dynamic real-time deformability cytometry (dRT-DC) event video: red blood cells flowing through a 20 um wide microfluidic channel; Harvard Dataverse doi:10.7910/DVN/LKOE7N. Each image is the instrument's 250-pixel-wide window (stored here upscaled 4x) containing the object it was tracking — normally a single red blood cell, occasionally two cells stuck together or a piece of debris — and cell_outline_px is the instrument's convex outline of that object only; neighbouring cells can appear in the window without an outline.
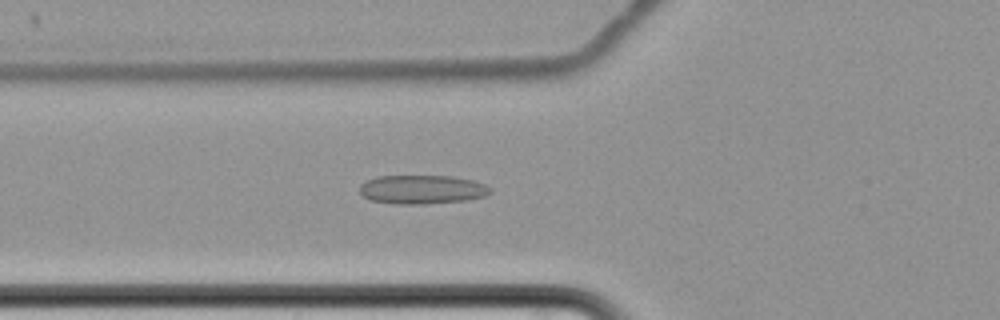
{"species": "common noctule bat (a hibernating species)", "species_latin": "Nyctalus noctula", "temperature_condition": "cold", "stored_images_in_passage": 6, "camera_frame_rate_fps": 3000, "um_per_image_px": 0.085, "animal": {"sex": "female", "body_mass_g": 22.7, "forearm_length_mm": 54.2}, "frame": {"image": 1, "passage_image": 6, "time_ms": 7.0, "image_size_px": [1000, 320], "cell_outline_px": [[492, 192], [484, 196], [468, 200], [424, 204], [396, 204], [368, 200], [360, 192], [360, 184], [376, 176], [452, 176], [472, 180], [484, 184], [492, 188]], "centroid_in_image_um": [35.88, 16.11], "position_along_channel_um": 89.9, "area_um2": 22.08}}